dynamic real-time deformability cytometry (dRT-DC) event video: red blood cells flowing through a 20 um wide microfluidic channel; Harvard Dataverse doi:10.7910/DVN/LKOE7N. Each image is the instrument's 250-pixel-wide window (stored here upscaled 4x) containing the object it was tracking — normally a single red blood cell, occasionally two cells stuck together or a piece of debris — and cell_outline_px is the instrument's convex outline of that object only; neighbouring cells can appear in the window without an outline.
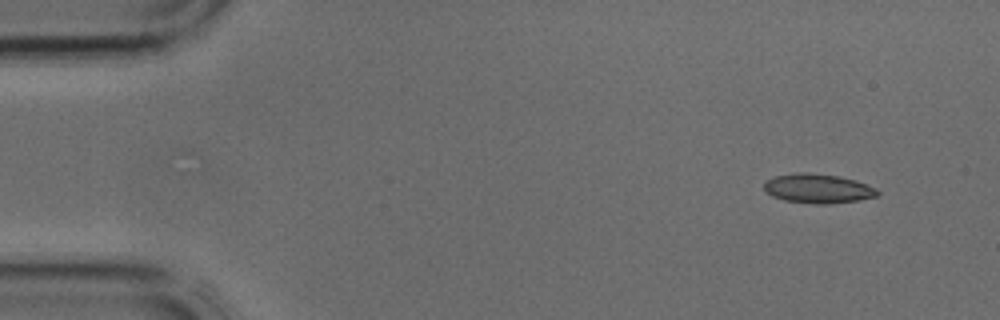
{"species": "common noctule bat (a hibernating species)", "species_latin": "Nyctalus noctula", "temperature_condition": "cold", "stored_images_in_passage": 3, "camera_frame_rate_fps": 3000, "um_per_image_px": 0.085, "animal": {"sex": "male", "body_mass_g": 17.9, "forearm_length_mm": 54.2}, "frame": {"image": 1, "passage_image": 1, "time_ms": 0.0, "image_size_px": [1000, 320], "cell_outline_px": [[880, 192], [876, 196], [860, 200], [828, 204], [816, 204], [784, 200], [772, 196], [764, 192], [764, 184], [768, 180], [776, 176], [796, 172], [808, 172], [840, 176], [856, 180], [876, 188]], "centroid_in_image_um": [69.53, 16.02], "position_along_channel_um": 15.5, "area_um2": 19.48}}